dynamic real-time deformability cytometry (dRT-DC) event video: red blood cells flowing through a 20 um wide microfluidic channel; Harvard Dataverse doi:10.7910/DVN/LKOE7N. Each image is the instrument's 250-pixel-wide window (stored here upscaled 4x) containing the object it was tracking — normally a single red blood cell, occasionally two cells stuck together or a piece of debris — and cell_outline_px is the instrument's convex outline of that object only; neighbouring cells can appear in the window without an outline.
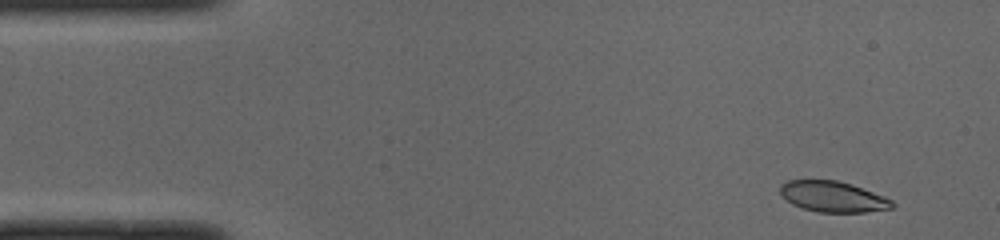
{"species": "common noctule bat (a hibernating species)", "species_latin": "Nyctalus noctula", "temperature_condition": "cold", "stored_images_in_passage": 47, "camera_frame_rate_fps": 3000, "um_per_image_px": 0.085, "animal": {"sex": "male", "body_mass_g": 19.0, "forearm_length_mm": 50.8}, "frame": {"image": 1, "passage_image": 1, "time_ms": 0.0, "image_size_px": [1000, 240], "cell_outline_px": [[896, 204], [892, 208], [864, 212], [816, 212], [792, 204], [780, 192], [780, 184], [788, 180], [836, 180], [852, 184], [884, 196], [892, 200]], "centroid_in_image_um": [70.82, 16.71], "position_along_channel_um": 14.2, "area_um2": 20.0}}
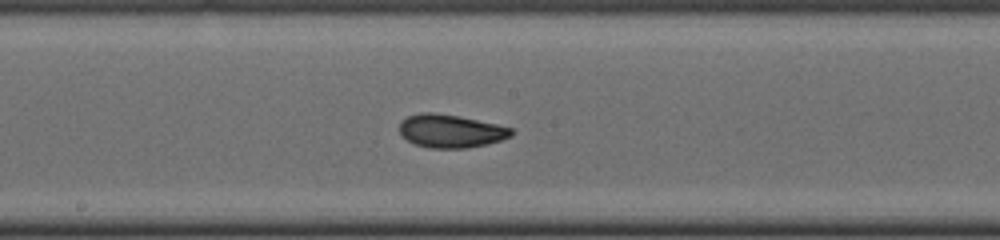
{"frame": {"image": 2, "passage_image": 23, "time_ms": 7.333, "image_size_px": [1000, 240], "cell_outline_px": [[512, 136], [488, 144], [468, 148], [428, 148], [416, 144], [408, 140], [400, 132], [400, 120], [408, 116], [420, 112], [432, 112], [460, 116], [496, 124], [512, 128]], "centroid_in_image_um": [38.31, 11.13], "position_along_channel_um": 209.9, "area_um2": 21.62}}
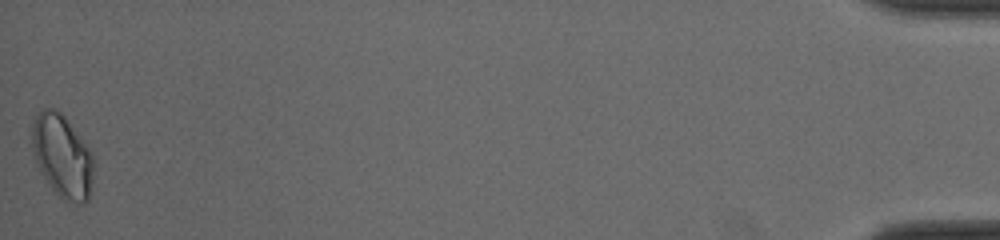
{"frame": {"image": 3, "passage_image": 47, "time_ms": 15.333, "image_size_px": [1000, 240], "cell_outline_px": [[96, 160], [88, 200], [84, 204], [68, 204], [52, 188], [44, 176], [36, 160], [32, 144], [32, 128], [36, 116], [44, 108], [52, 108], [60, 112], [64, 116], [92, 152]], "centroid_in_image_um": [5.35, 13.31], "position_along_channel_um": 429.9, "area_um2": 29.59}, "authors_computed_cell_mechanics": {"area_um2": 21.4438, "velocity_mm_per_s": 3.9961, "shape_relaxation_time_tau1_ms": 3.7159, "shape_relaxation_time_tau2_ms": 1.1471, "deformation_change_tau1": 0.1324, "deformation_change_tau2": 0.0368}}